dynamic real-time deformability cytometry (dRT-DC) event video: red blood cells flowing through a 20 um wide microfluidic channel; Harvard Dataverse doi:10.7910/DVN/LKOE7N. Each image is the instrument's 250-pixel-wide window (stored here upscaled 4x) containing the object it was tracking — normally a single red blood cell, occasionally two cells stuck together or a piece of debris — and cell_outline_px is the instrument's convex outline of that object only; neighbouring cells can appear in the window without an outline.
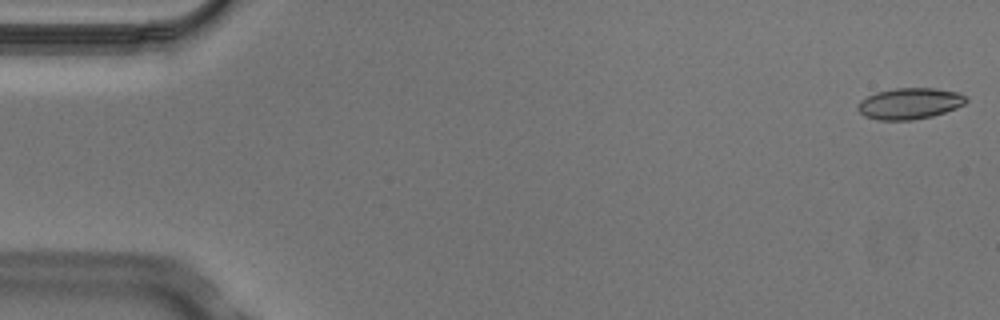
{"species": "Egyptian fruit bat (a non-hibernating species)", "species_latin": "Rousettus aegyptiacus", "temperature_condition": "cold", "stored_images_in_passage": 5, "camera_frame_rate_fps": 3000, "um_per_image_px": 0.085, "animal": {"sex": "male"}, "frame": {"image": 1, "passage_image": 1, "time_ms": 0.0, "image_size_px": [1000, 320], "cell_outline_px": [[968, 100], [964, 104], [956, 108], [932, 116], [912, 120], [876, 120], [864, 116], [856, 108], [860, 100], [876, 92], [896, 88], [936, 88], [956, 92], [964, 96]], "centroid_in_image_um": [77.29, 8.8], "position_along_channel_um": 7.7, "area_um2": 19.65}}